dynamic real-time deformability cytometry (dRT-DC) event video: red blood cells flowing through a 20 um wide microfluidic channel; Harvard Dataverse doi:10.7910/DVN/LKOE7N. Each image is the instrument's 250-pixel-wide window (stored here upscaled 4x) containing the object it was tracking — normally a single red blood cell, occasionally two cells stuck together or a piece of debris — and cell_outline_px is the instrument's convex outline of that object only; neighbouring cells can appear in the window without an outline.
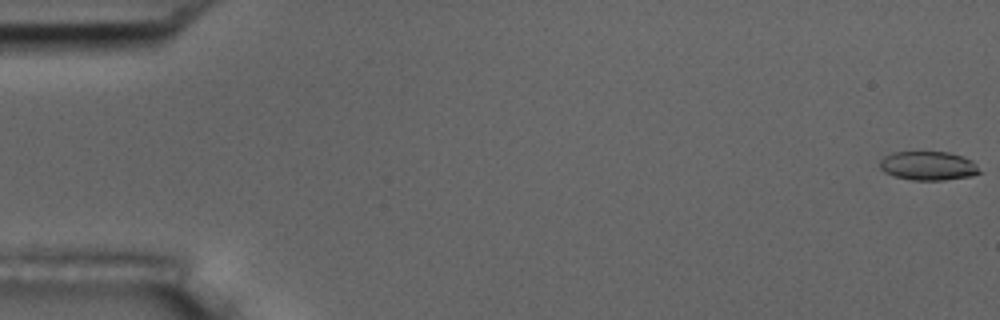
{"species": "common noctule bat (a hibernating species)", "species_latin": "Nyctalus noctula", "temperature_condition": "room temperature", "stored_images_in_passage": 9, "camera_frame_rate_fps": 3000, "um_per_image_px": 0.085, "animal": {"sex": "male", "body_mass_g": 17.5, "forearm_length_mm": 52.3}, "frame": {"image": 1, "passage_image": 1, "time_ms": 0.0, "image_size_px": [1000, 320], "cell_outline_px": [[980, 172], [972, 176], [944, 180], [912, 180], [896, 176], [884, 172], [880, 168], [880, 160], [884, 156], [892, 152], [948, 152], [964, 156], [972, 160], [976, 164]], "centroid_in_image_um": [78.9, 14.09], "position_along_channel_um": 6.1, "area_um2": 16.82}}
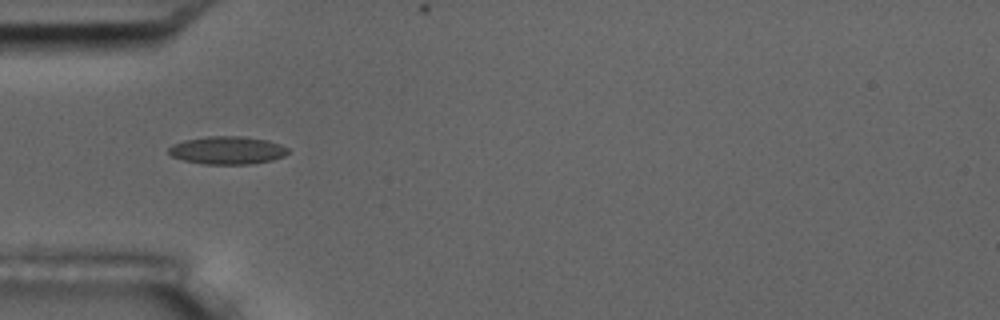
{"frame": {"image": 2, "passage_image": 6, "time_ms": 5.667, "image_size_px": [1000, 320], "cell_outline_px": [[288, 152], [284, 156], [272, 160], [248, 164], [204, 164], [184, 160], [172, 156], [168, 152], [168, 148], [172, 144], [184, 140], [208, 136], [240, 136], [268, 140], [280, 144], [288, 148]], "centroid_in_image_um": [19.31, 12.77], "position_along_channel_um": 65.7, "area_um2": 19.36}}
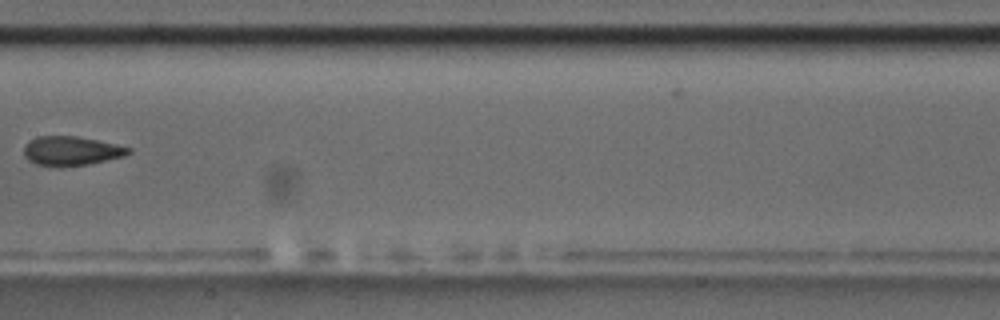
{"frame": {"image": 3, "passage_image": 9, "time_ms": 9.333, "image_size_px": [1000, 320], "cell_outline_px": [[132, 152], [124, 156], [88, 164], [36, 164], [28, 160], [24, 156], [24, 144], [36, 136], [76, 136], [116, 144], [132, 148]], "centroid_in_image_um": [6.07, 12.78], "position_along_channel_um": 201.3, "area_um2": 17.28}}